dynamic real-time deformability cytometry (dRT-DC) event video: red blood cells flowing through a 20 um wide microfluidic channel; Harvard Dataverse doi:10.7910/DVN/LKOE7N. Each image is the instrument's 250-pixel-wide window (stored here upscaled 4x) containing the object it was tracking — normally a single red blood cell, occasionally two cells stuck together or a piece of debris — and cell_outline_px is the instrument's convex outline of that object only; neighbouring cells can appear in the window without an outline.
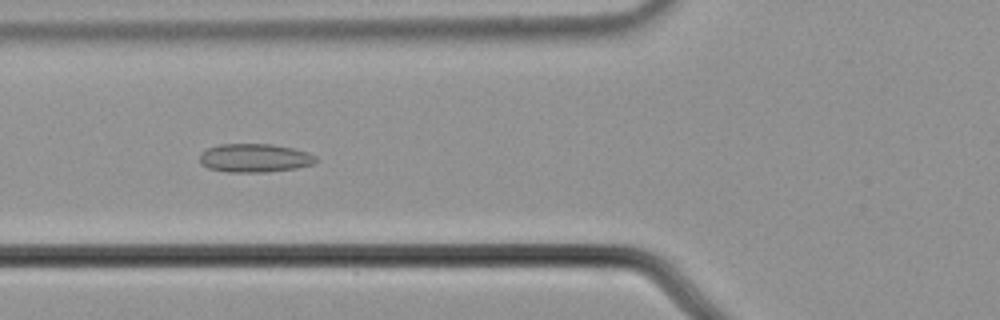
{"species": "common noctule bat (a hibernating species)", "species_latin": "Nyctalus noctula", "temperature_condition": "cold", "stored_images_in_passage": 58, "segment_of_instrument_passage": [1, 2], "camera_frame_rate_fps": 3000, "um_per_image_px": 0.085, "animal": {"sex": "male", "body_mass_g": 21.5, "forearm_length_mm": 52.0}, "frame": {"image": 1, "passage_image": 22, "time_ms": 7.0, "image_size_px": [1000, 320], "cell_outline_px": [[316, 164], [296, 168], [268, 172], [228, 172], [208, 168], [200, 164], [200, 156], [208, 148], [220, 144], [272, 144], [292, 148], [308, 152], [316, 156]], "centroid_in_image_um": [21.67, 13.43], "position_along_channel_um": 104.1, "area_um2": 19.36}}
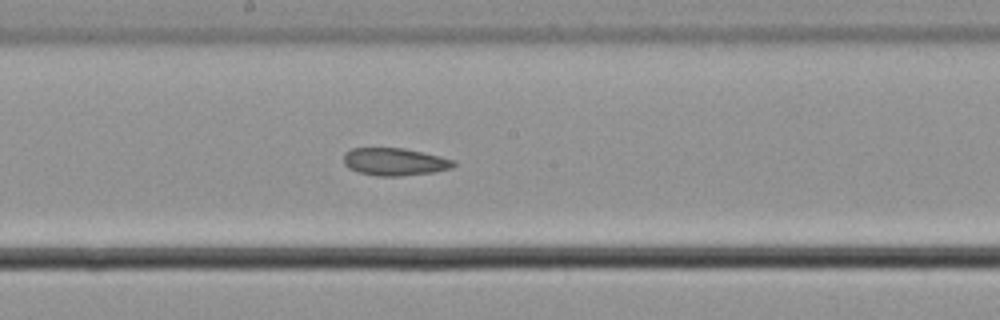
{"frame": {"image": 2, "passage_image": 31, "time_ms": 10.0, "image_size_px": [1000, 320], "cell_outline_px": [[456, 164], [452, 168], [432, 172], [400, 176], [376, 176], [356, 172], [348, 168], [344, 164], [344, 152], [352, 148], [404, 148], [440, 156], [456, 160]], "centroid_in_image_um": [33.53, 13.75], "position_along_channel_um": 214.7, "area_um2": 17.8}}
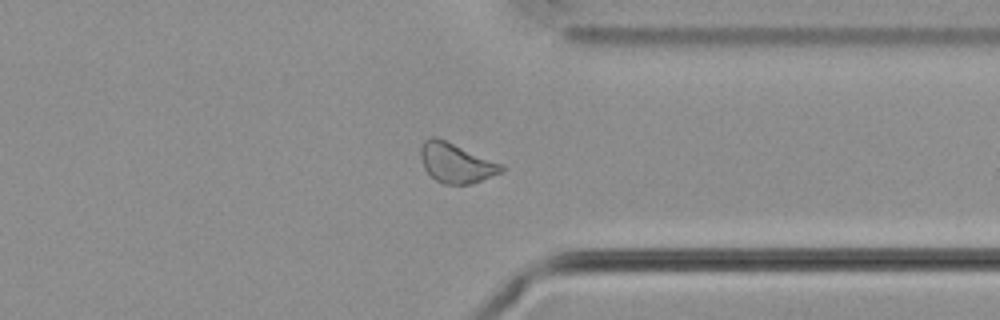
{"frame": {"image": 3, "passage_image": 44, "time_ms": 14.333, "image_size_px": [1000, 320], "cell_outline_px": [[504, 172], [468, 184], [444, 184], [436, 180], [424, 168], [420, 156], [420, 148], [424, 140], [432, 136], [436, 136], [504, 164]], "centroid_in_image_um": [38.77, 13.83], "position_along_channel_um": 372.6, "area_um2": 18.73}}